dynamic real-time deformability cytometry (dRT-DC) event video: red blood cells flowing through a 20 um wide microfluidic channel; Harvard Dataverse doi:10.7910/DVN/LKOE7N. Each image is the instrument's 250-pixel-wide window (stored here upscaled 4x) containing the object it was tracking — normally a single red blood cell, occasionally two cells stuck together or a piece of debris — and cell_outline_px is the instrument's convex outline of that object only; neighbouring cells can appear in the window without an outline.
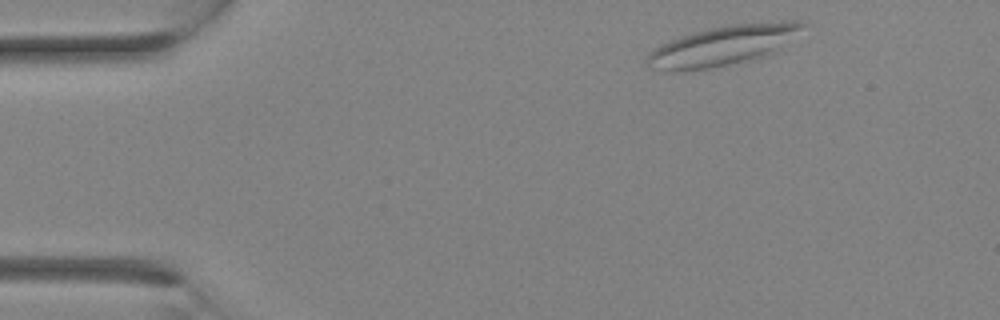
{"species": "Egyptian fruit bat (a non-hibernating species)", "species_latin": "Rousettus aegyptiacus", "temperature_condition": "room temperature", "stored_images_in_passage": 26, "camera_frame_rate_fps": 3000, "um_per_image_px": 0.085, "animal": {"sex": "female"}, "frame": {"image": 1, "passage_image": 1, "time_ms": 0.0, "image_size_px": [1000, 320], "cell_outline_px": [[808, 24], [772, 52], [764, 56], [728, 64], [708, 68], [680, 72], [664, 72], [652, 68], [644, 60], [648, 52], [680, 36], [712, 28], [732, 24], [780, 20], [800, 20]], "centroid_in_image_um": [61.4, 3.87], "position_along_channel_um": 23.6, "area_um2": 35.66}}
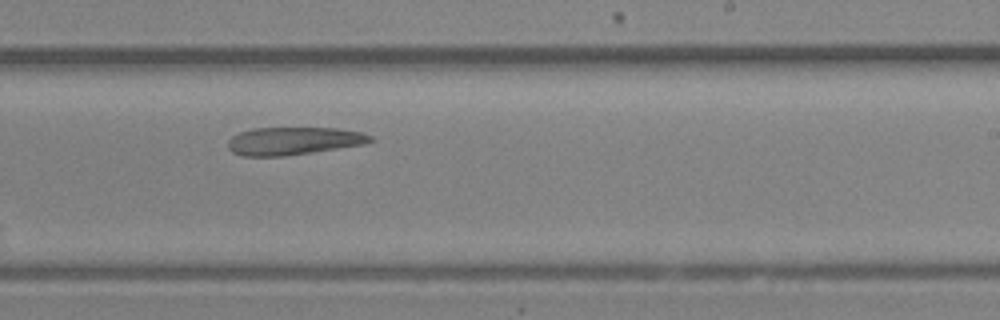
{"frame": {"image": 2, "passage_image": 15, "time_ms": 4.667, "image_size_px": [1000, 320], "cell_outline_px": [[376, 140], [368, 144], [284, 156], [240, 156], [232, 152], [228, 148], [228, 140], [232, 136], [240, 132], [252, 128], [336, 128], [360, 132], [372, 136]], "centroid_in_image_um": [24.96, 11.98], "position_along_channel_um": 264.0, "area_um2": 23.24}}
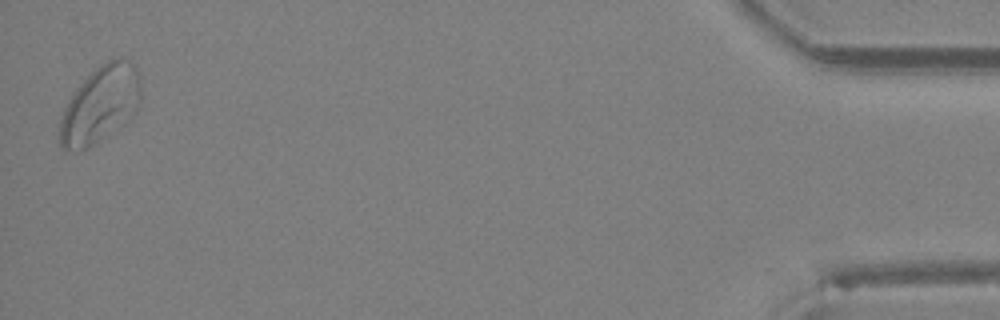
{"frame": {"image": 3, "passage_image": 26, "time_ms": 8.333, "image_size_px": [1000, 320], "cell_outline_px": [[140, 104], [136, 112], [96, 144], [88, 148], [76, 152], [64, 152], [60, 148], [56, 136], [60, 116], [68, 100], [76, 88], [100, 64], [108, 60], [120, 56], [128, 60], [140, 72]], "centroid_in_image_um": [8.46, 8.93], "position_along_channel_um": 426.7, "area_um2": 36.99}}